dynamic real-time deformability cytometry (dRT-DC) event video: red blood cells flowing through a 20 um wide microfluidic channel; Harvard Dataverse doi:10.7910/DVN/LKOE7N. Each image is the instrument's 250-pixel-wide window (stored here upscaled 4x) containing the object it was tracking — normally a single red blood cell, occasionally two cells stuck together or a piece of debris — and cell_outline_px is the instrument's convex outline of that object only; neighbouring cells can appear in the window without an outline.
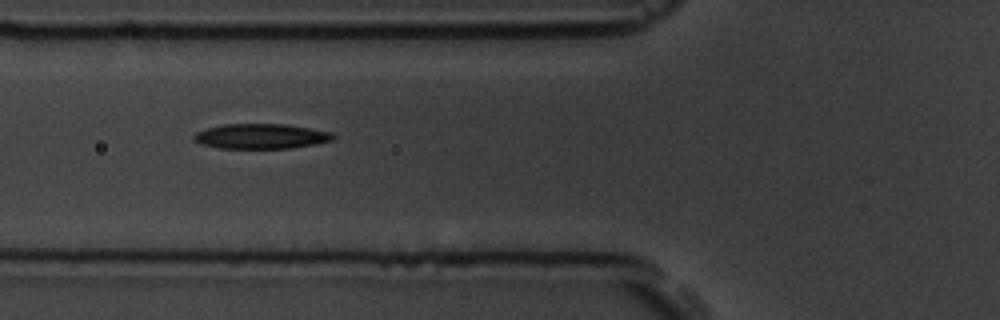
{"species": "common noctule bat (a hibernating species)", "species_latin": "Nyctalus noctula", "temperature_condition": "room temperature", "stored_images_in_passage": 3, "camera_frame_rate_fps": 3000, "um_per_image_px": 0.085, "animal": {"sex": "male", "body_mass_g": 19.5, "forearm_length_mm": 54.6}, "frame": {"image": 1, "passage_image": 2, "time_ms": 1.0, "image_size_px": [1000, 320], "cell_outline_px": [[336, 136], [332, 140], [316, 144], [292, 148], [220, 148], [200, 144], [192, 140], [192, 136], [196, 132], [204, 128], [224, 124], [284, 124], [332, 132]], "centroid_in_image_um": [22.14, 11.58], "position_along_channel_um": 103.7, "area_um2": 20.4}}
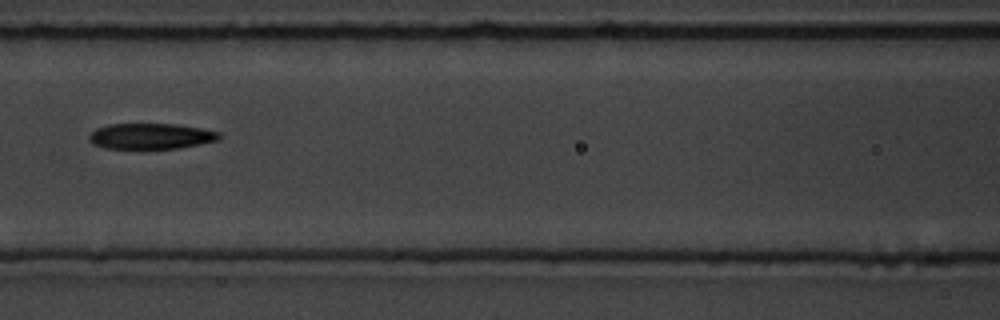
{"frame": {"image": 2, "passage_image": 3, "time_ms": 2.333, "image_size_px": [1000, 320], "cell_outline_px": [[224, 136], [220, 140], [180, 148], [104, 148], [92, 144], [88, 136], [96, 128], [108, 124], [176, 124], [200, 128], [220, 132]], "centroid_in_image_um": [12.86, 11.57], "position_along_channel_um": 153.7, "area_um2": 19.59}}